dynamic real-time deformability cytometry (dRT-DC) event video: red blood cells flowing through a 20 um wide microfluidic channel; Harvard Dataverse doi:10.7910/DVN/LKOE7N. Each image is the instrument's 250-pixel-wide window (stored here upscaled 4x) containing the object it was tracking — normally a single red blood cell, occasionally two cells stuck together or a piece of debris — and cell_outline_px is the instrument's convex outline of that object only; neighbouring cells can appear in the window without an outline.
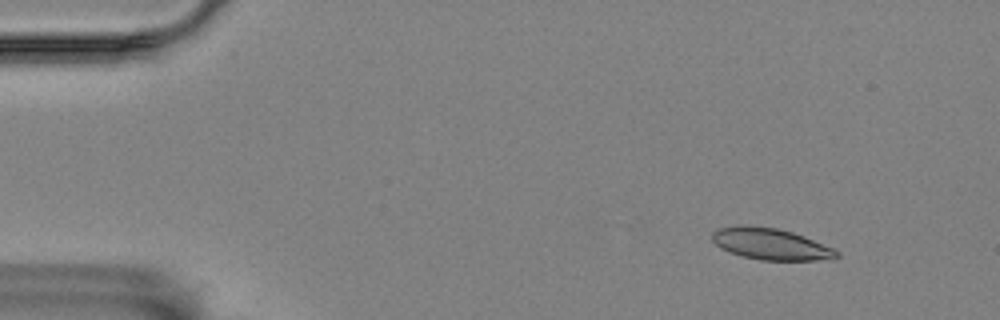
{"species": "Egyptian fruit bat (a non-hibernating species)", "species_latin": "Rousettus aegyptiacus", "temperature_condition": "room temperature", "stored_images_in_passage": 56, "segment_of_instrument_passage": [1, 2], "camera_frame_rate_fps": 3000, "um_per_image_px": 0.085, "animal": {"sex": "female"}, "frame": {"image": 1, "passage_image": 4, "time_ms": 1.0, "image_size_px": [1000, 320], "cell_outline_px": [[840, 256], [832, 260], [760, 260], [728, 252], [720, 248], [712, 240], [712, 232], [716, 228], [776, 228], [792, 232], [804, 236], [832, 248], [840, 252]], "centroid_in_image_um": [65.58, 20.79], "position_along_channel_um": 19.4, "area_um2": 22.14}}
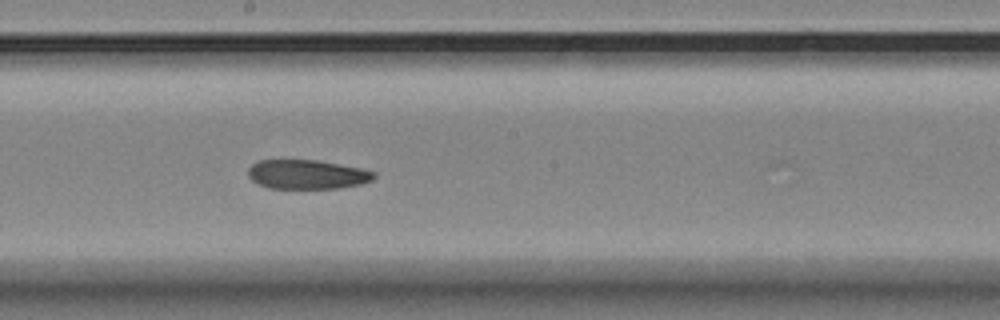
{"frame": {"image": 2, "passage_image": 29, "time_ms": 9.333, "image_size_px": [1000, 320], "cell_outline_px": [[376, 176], [372, 180], [360, 184], [340, 188], [268, 188], [256, 184], [248, 176], [248, 168], [252, 164], [260, 160], [316, 160], [360, 168], [376, 172]], "centroid_in_image_um": [26.08, 14.83], "position_along_channel_um": 222.1, "area_um2": 21.44}}
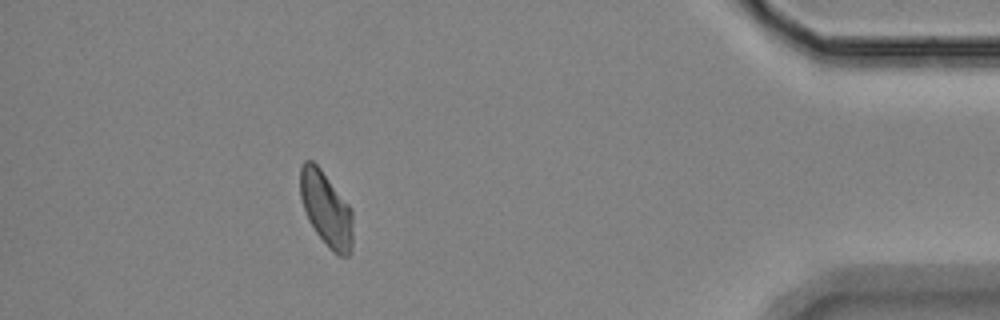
{"frame": {"image": 3, "passage_image": 49, "time_ms": 16.0, "image_size_px": [1000, 320], "cell_outline_px": [[352, 248], [348, 256], [340, 256], [332, 252], [328, 248], [316, 232], [308, 220], [300, 196], [300, 168], [304, 160], [312, 160], [320, 168], [352, 208]], "centroid_in_image_um": [27.73, 17.77], "position_along_channel_um": 407.5, "area_um2": 22.95}}